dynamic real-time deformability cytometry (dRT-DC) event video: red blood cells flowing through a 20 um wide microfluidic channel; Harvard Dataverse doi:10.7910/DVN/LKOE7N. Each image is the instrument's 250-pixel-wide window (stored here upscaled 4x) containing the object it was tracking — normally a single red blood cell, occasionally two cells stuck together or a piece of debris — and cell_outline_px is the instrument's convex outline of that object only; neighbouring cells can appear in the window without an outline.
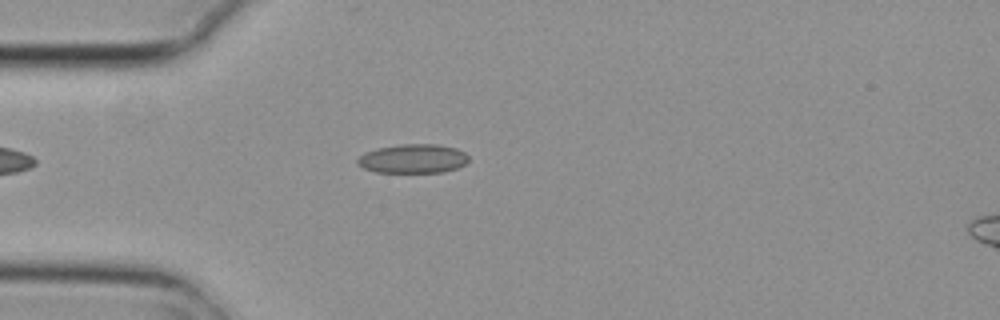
{"species": "common noctule bat (a hibernating species)", "species_latin": "Nyctalus noctula", "temperature_condition": "cold", "stored_images_in_passage": 4, "camera_frame_rate_fps": 3000, "um_per_image_px": 0.085, "animal": {"sex": "female", "body_mass_g": 29.2, "forearm_length_mm": 56.3}, "frame": {"image": 1, "passage_image": 4, "time_ms": 1.0, "image_size_px": [1000, 320], "cell_outline_px": [[468, 160], [464, 164], [456, 168], [444, 172], [376, 172], [364, 168], [356, 164], [356, 160], [364, 152], [376, 148], [404, 144], [436, 144], [456, 148], [464, 152], [468, 156]], "centroid_in_image_um": [35.08, 13.48], "position_along_channel_um": 49.9, "area_um2": 18.79}}